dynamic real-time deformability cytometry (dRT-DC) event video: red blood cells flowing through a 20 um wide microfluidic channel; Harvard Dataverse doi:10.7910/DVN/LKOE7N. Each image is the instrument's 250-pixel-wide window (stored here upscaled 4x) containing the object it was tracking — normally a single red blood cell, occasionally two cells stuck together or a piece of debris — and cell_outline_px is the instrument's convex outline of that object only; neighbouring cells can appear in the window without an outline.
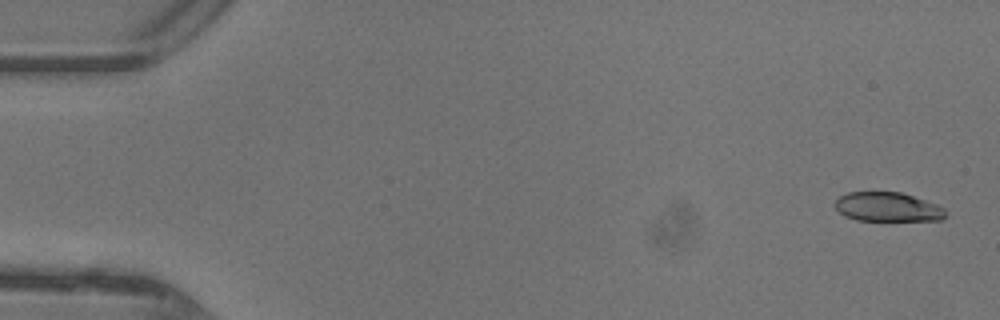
{"species": "common noctule bat (a hibernating species)", "species_latin": "Nyctalus noctula", "temperature_condition": "warm", "stored_images_in_passage": 47, "camera_frame_rate_fps": 3000, "um_per_image_px": 0.085, "animal": {"sex": "female"}, "frame": {"image": 1, "passage_image": 2, "time_ms": 0.333, "image_size_px": [1000, 320], "cell_outline_px": [[944, 216], [940, 220], [856, 220], [844, 216], [832, 204], [840, 196], [848, 192], [900, 192], [936, 204], [944, 208]], "centroid_in_image_um": [75.39, 17.59], "position_along_channel_um": 9.6, "area_um2": 18.61}}
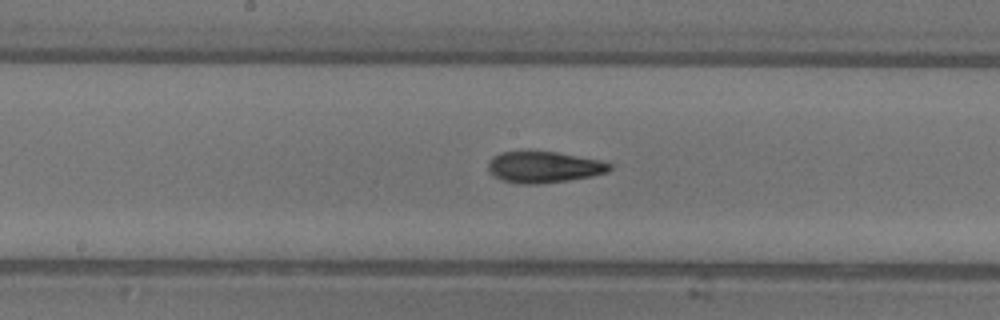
{"frame": {"image": 2, "passage_image": 25, "time_ms": 8.0, "image_size_px": [1000, 320], "cell_outline_px": [[612, 168], [608, 172], [592, 176], [568, 180], [536, 184], [524, 184], [504, 180], [488, 172], [488, 160], [492, 156], [500, 152], [524, 148], [528, 148], [556, 152], [600, 160], [612, 164]], "centroid_in_image_um": [46.18, 14.15], "position_along_channel_um": 202.0, "area_um2": 22.83}}
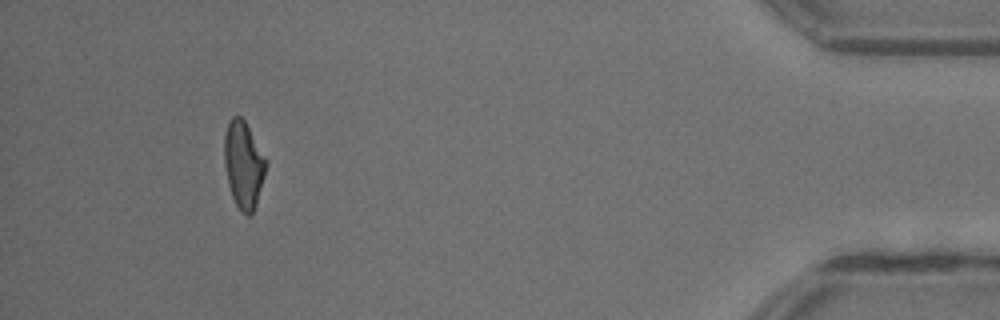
{"frame": {"image": 3, "passage_image": 44, "time_ms": 14.333, "image_size_px": [1000, 320], "cell_outline_px": [[268, 164], [252, 212], [248, 216], [240, 212], [232, 196], [228, 184], [224, 164], [224, 136], [228, 124], [232, 116], [240, 116], [244, 120], [268, 160]], "centroid_in_image_um": [20.69, 13.97], "position_along_channel_um": 414.5, "area_um2": 20.98}, "authors_computed_cell_mechanics": {"area_um2": 21.386, "velocity_mm_per_s": 4.4234, "shape_relaxation_time_tau1_ms": 4.2073, "shape_relaxation_time_tau2_ms": 3.2197, "deformation_change_tau1": 0.1937, "deformation_change_tau2": 0.129}}